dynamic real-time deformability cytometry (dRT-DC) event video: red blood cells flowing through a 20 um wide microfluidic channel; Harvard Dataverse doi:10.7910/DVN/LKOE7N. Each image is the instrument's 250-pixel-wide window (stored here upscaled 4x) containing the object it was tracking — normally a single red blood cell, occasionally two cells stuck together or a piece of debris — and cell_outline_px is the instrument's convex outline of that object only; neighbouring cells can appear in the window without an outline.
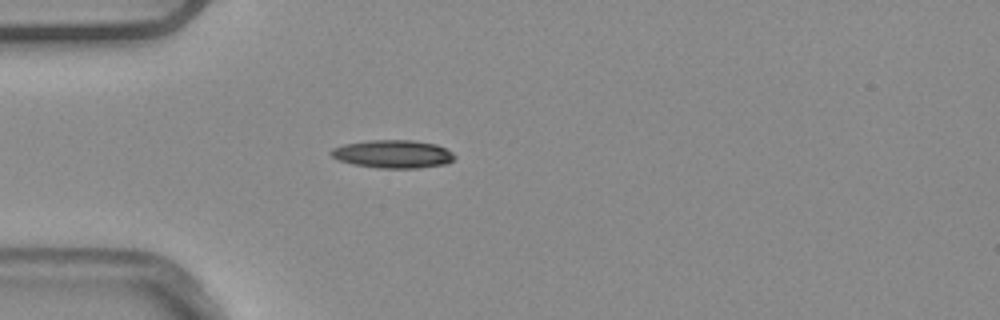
{"species": "common noctule bat (a hibernating species)", "species_latin": "Nyctalus noctula", "temperature_condition": "warm", "stored_images_in_passage": 3, "camera_frame_rate_fps": 3000, "um_per_image_px": 0.085, "animal": {"sex": "male", "body_mass_g": 20.4}, "frame": {"image": 1, "passage_image": 3, "time_ms": 0.667, "image_size_px": [1000, 320], "cell_outline_px": [[456, 156], [448, 164], [420, 168], [376, 168], [352, 164], [340, 160], [332, 156], [328, 152], [332, 148], [344, 144], [368, 140], [412, 140], [436, 144], [452, 152]], "centroid_in_image_um": [33.4, 13.09], "position_along_channel_um": 51.6, "area_um2": 20.35}}